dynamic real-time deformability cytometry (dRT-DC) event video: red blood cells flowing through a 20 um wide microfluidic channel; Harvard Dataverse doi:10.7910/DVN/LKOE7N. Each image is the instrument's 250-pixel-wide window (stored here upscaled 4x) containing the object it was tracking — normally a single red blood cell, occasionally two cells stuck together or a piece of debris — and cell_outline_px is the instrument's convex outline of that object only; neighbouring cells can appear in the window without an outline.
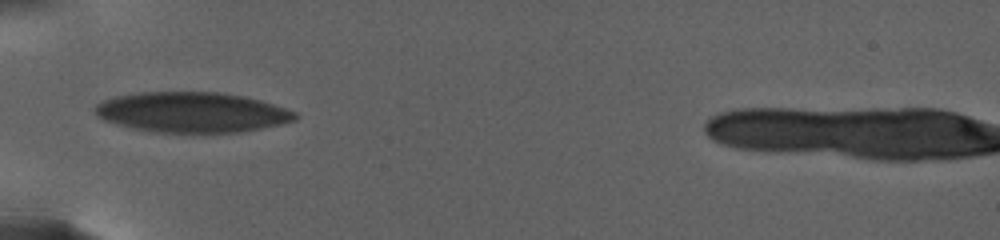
{"species": "human", "species_latin": "Homo sapiens", "temperature_condition": "warm", "stored_images_in_passage": 44, "camera_frame_rate_fps": 3000, "um_per_image_px": 0.085, "donor": {"sex": "female"}, "frame": {"image": 1, "passage_image": 1, "time_ms": 0.0, "image_size_px": [1000, 240], "cell_outline_px": [[296, 120], [280, 124], [240, 132], [148, 132], [116, 124], [104, 120], [96, 116], [96, 104], [104, 100], [116, 96], [140, 92], [216, 92], [244, 96], [260, 100], [296, 112]], "centroid_in_image_um": [16.28, 9.54], "position_along_channel_um": 68.7, "area_um2": 46.7}}
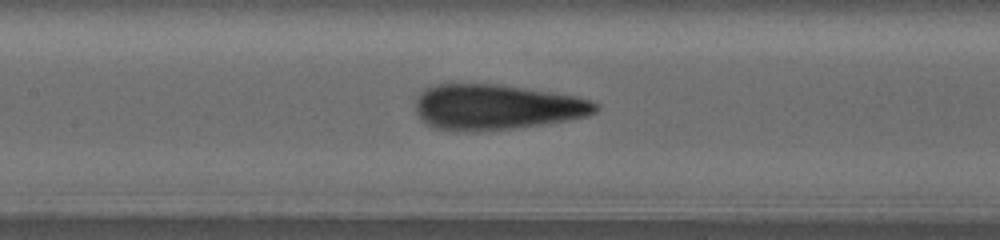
{"frame": {"image": 2, "passage_image": 25, "time_ms": 4.0, "image_size_px": [1000, 240], "cell_outline_px": [[600, 108], [596, 112], [588, 116], [568, 120], [544, 124], [512, 128], [476, 132], [456, 132], [436, 128], [428, 124], [420, 116], [416, 108], [416, 100], [420, 92], [424, 88], [436, 84], [500, 84], [576, 96], [592, 100], [600, 104]], "centroid_in_image_um": [42.23, 9.1], "position_along_channel_um": 165.2, "area_um2": 47.92}}
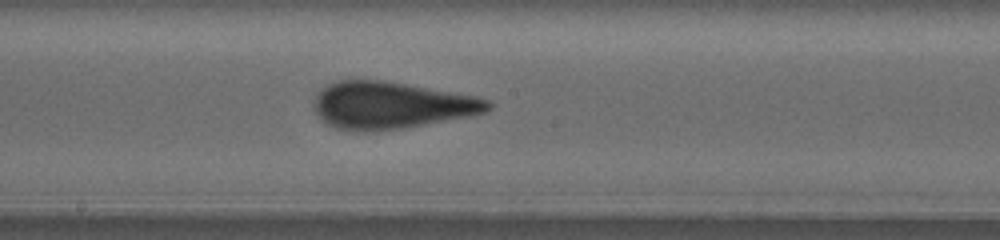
{"frame": {"image": 3, "passage_image": 37, "time_ms": 6.0, "image_size_px": [1000, 240], "cell_outline_px": [[492, 104], [484, 112], [464, 116], [400, 128], [364, 132], [336, 128], [324, 124], [320, 120], [316, 112], [316, 96], [328, 84], [340, 80], [380, 80], [476, 96], [488, 100]], "centroid_in_image_um": [33.17, 8.95], "position_along_channel_um": 215.0, "area_um2": 46.53}}